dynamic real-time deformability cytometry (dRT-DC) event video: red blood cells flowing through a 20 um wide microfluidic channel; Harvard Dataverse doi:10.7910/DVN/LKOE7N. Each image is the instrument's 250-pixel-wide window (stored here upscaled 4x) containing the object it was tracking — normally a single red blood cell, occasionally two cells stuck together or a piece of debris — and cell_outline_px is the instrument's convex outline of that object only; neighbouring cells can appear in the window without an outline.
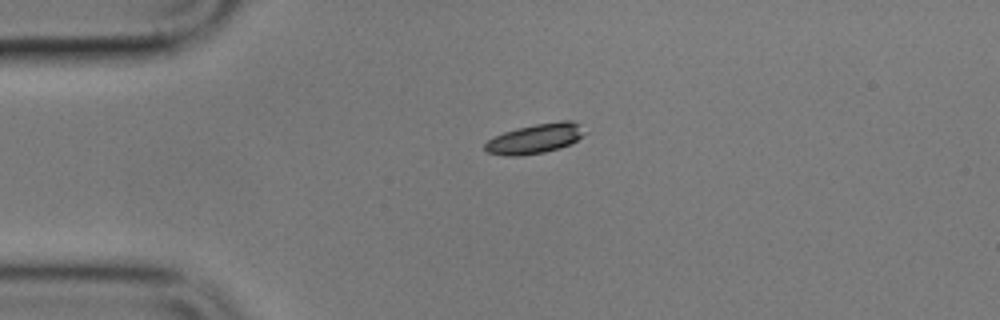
{"species": "common noctule bat (a hibernating species)", "species_latin": "Nyctalus noctula", "temperature_condition": "cold", "stored_images_in_passage": 3, "camera_frame_rate_fps": 3000, "um_per_image_px": 0.085, "animal": {"sex": "male", "body_mass_g": 17.9}, "frame": {"image": 1, "passage_image": 1, "time_ms": 0.0, "image_size_px": [1000, 320], "cell_outline_px": [[588, 132], [572, 144], [560, 148], [544, 152], [520, 156], [508, 156], [488, 152], [484, 148], [484, 144], [488, 140], [504, 132], [516, 128], [536, 124], [560, 120], [572, 120], [580, 124]], "centroid_in_image_um": [45.55, 11.77], "position_along_channel_um": 39.4, "area_um2": 17.46}}
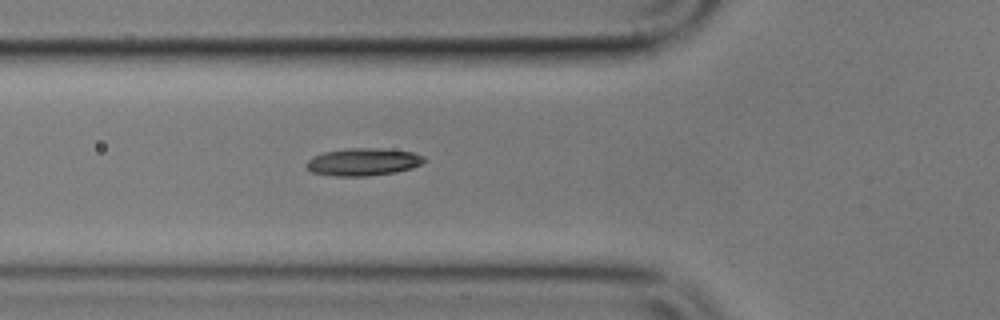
{"frame": {"image": 2, "passage_image": 3, "time_ms": 2.333, "image_size_px": [1000, 320], "cell_outline_px": [[428, 160], [412, 168], [396, 172], [368, 176], [336, 176], [312, 172], [308, 168], [308, 160], [312, 156], [324, 152], [348, 148], [380, 148], [412, 152], [424, 156]], "centroid_in_image_um": [30.91, 13.76], "position_along_channel_um": 94.9, "area_um2": 18.84}}